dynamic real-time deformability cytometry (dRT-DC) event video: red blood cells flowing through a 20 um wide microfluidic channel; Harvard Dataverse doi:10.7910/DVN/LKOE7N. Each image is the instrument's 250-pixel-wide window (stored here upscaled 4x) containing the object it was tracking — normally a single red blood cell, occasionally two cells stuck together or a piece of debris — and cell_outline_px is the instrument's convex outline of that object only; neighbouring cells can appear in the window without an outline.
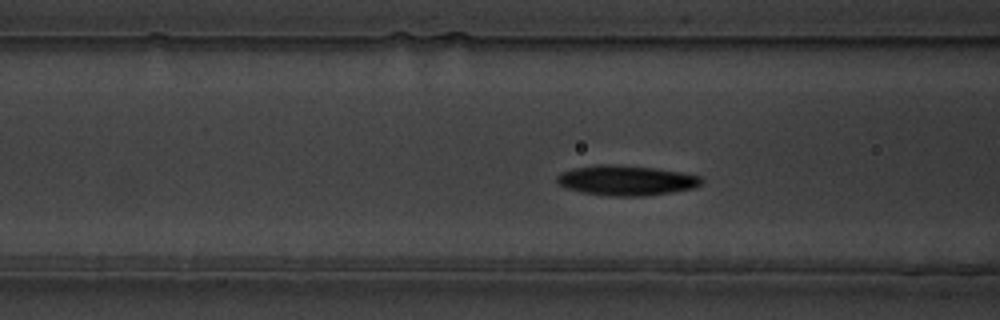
{"species": "common noctule bat (a hibernating species)", "species_latin": "Nyctalus noctula", "temperature_condition": "warm", "stored_images_in_passage": 53, "camera_frame_rate_fps": 3000, "um_per_image_px": 0.085, "animal": {"sex": "male", "body_mass_g": 19.5, "forearm_length_mm": 54.6}, "frame": {"image": 1, "passage_image": 16, "time_ms": 5.0, "image_size_px": [1000, 320], "cell_outline_px": [[704, 180], [700, 184], [692, 188], [672, 192], [644, 196], [612, 196], [584, 192], [564, 188], [556, 184], [556, 176], [560, 172], [572, 168], [596, 164], [612, 164], [652, 168], [680, 172], [700, 176]], "centroid_in_image_um": [53.16, 15.33], "position_along_channel_um": 113.4, "area_um2": 25.32}}
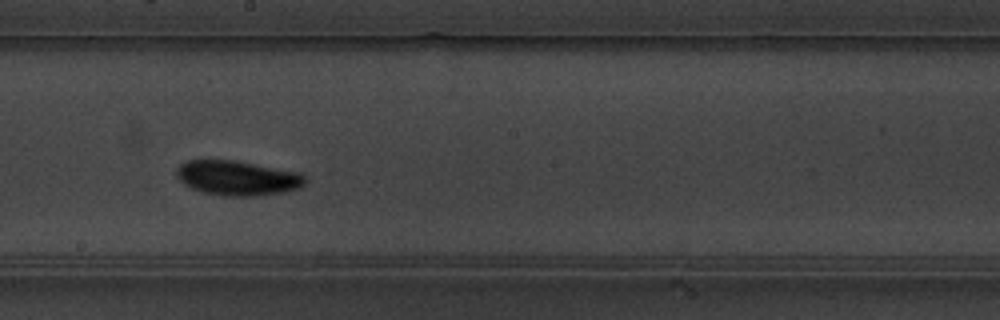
{"frame": {"image": 2, "passage_image": 26, "time_ms": 8.333, "image_size_px": [1000, 320], "cell_outline_px": [[304, 184], [300, 188], [284, 192], [256, 196], [224, 196], [200, 192], [184, 184], [176, 176], [176, 168], [180, 164], [188, 160], [232, 160], [300, 172], [304, 176]], "centroid_in_image_um": [20.16, 15.14], "position_along_channel_um": 228.0, "area_um2": 26.07}}
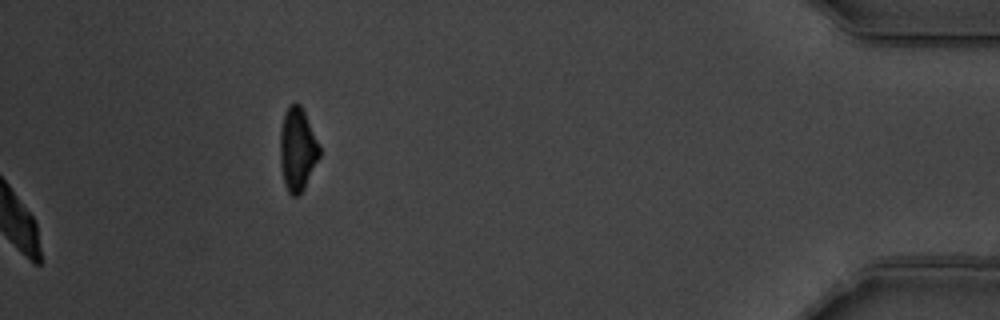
{"frame": {"image": 3, "passage_image": 53, "time_ms": 17.333, "image_size_px": [1000, 320], "cell_outline_px": [[320, 156], [304, 188], [296, 196], [292, 196], [288, 192], [284, 184], [280, 164], [280, 132], [284, 112], [288, 104], [300, 104], [304, 112], [320, 148]], "centroid_in_image_um": [25.26, 12.7], "position_along_channel_um": 409.9, "area_um2": 18.9}, "authors_computed_cell_mechanics": {"area_um2": 23.698, "velocity_mm_per_s": 3.4497, "shape_relaxation_time_tau1_ms": 2.2893, "shape_relaxation_time_tau2_ms": 6.2563, "deformation_change_tau1": 0.1114, "deformation_change_tau2": 0.0978}}